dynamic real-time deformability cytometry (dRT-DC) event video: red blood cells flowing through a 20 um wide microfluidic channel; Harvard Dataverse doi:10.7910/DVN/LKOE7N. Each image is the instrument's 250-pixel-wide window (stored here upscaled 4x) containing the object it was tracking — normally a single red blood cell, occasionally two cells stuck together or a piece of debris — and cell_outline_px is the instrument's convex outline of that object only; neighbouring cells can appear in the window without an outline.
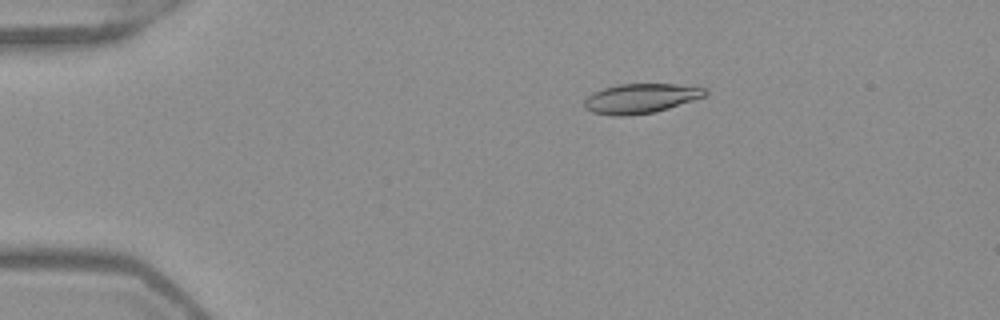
{"species": "Egyptian fruit bat (a non-hibernating species)", "species_latin": "Rousettus aegyptiacus", "temperature_condition": "warm", "stored_images_in_passage": 52, "camera_frame_rate_fps": 3000, "um_per_image_px": 0.085, "frame": {"image": 1, "passage_image": 10, "time_ms": 3.0, "image_size_px": [1000, 320], "cell_outline_px": [[708, 96], [656, 112], [624, 116], [612, 116], [592, 112], [584, 108], [584, 100], [592, 92], [604, 88], [620, 84], [676, 84], [704, 88], [708, 92]], "centroid_in_image_um": [54.47, 8.37], "position_along_channel_um": 30.5, "area_um2": 21.04}}
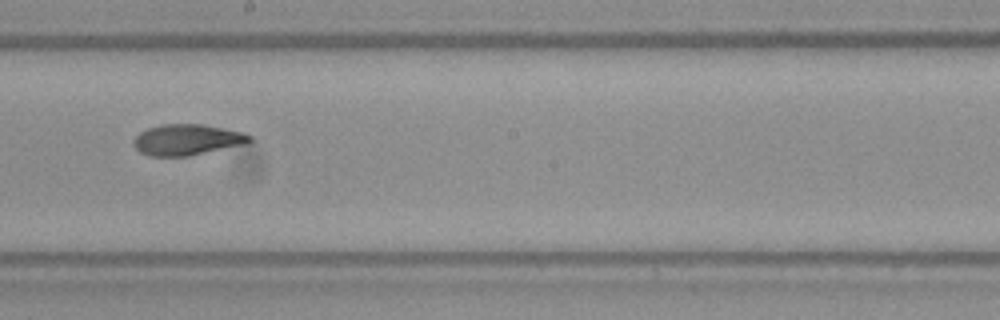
{"frame": {"image": 2, "passage_image": 30, "time_ms": 9.667, "image_size_px": [1000, 320], "cell_outline_px": [[252, 140], [248, 144], [188, 156], [148, 156], [140, 152], [132, 144], [132, 140], [140, 132], [148, 128], [160, 124], [204, 124], [244, 132], [252, 136]], "centroid_in_image_um": [15.92, 11.87], "position_along_channel_um": 232.3, "area_um2": 21.21}}
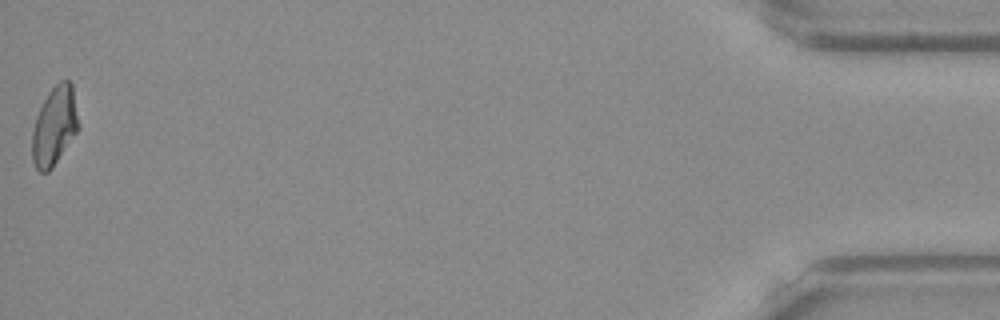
{"frame": {"image": 3, "passage_image": 52, "time_ms": 17.0, "image_size_px": [1000, 320], "cell_outline_px": [[80, 128], [52, 168], [48, 172], [40, 172], [36, 168], [32, 160], [32, 132], [36, 116], [48, 92], [60, 80], [68, 80], [72, 84], [80, 124]], "centroid_in_image_um": [4.64, 10.71], "position_along_channel_um": 430.6, "area_um2": 21.39}, "authors_computed_cell_mechanics": {"area_um2": 21.2126, "velocity_mm_per_s": 3.9589, "shape_relaxation_time_tau1_ms": null, "shape_relaxation_time_tau2_ms": 3.8927, "deformation_change_tau1": null, "deformation_change_tau2": 0.0939}}